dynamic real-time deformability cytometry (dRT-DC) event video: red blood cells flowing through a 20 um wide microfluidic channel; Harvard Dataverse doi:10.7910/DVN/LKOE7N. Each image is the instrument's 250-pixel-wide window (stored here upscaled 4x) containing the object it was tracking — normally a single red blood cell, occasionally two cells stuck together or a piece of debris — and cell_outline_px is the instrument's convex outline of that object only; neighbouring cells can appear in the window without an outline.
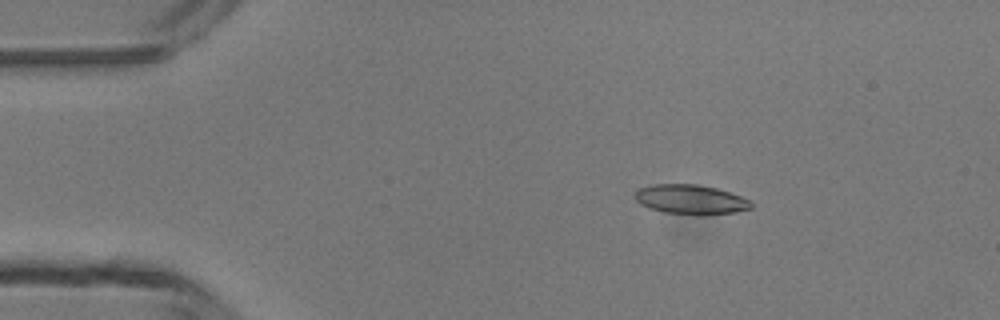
{"species": "common noctule bat (a hibernating species)", "species_latin": "Nyctalus noctula", "temperature_condition": "room temperature", "stored_images_in_passage": 4, "camera_frame_rate_fps": 3000, "um_per_image_px": 0.085, "animal": {"sex": "male", "body_mass_g": 13.3}, "frame": {"image": 1, "passage_image": 2, "time_ms": 1.333, "image_size_px": [1000, 320], "cell_outline_px": [[752, 208], [736, 212], [664, 212], [648, 208], [640, 204], [632, 196], [640, 188], [652, 184], [696, 184], [716, 188], [740, 196], [748, 200], [752, 204]], "centroid_in_image_um": [58.63, 16.91], "position_along_channel_um": 26.4, "area_um2": 19.13}}